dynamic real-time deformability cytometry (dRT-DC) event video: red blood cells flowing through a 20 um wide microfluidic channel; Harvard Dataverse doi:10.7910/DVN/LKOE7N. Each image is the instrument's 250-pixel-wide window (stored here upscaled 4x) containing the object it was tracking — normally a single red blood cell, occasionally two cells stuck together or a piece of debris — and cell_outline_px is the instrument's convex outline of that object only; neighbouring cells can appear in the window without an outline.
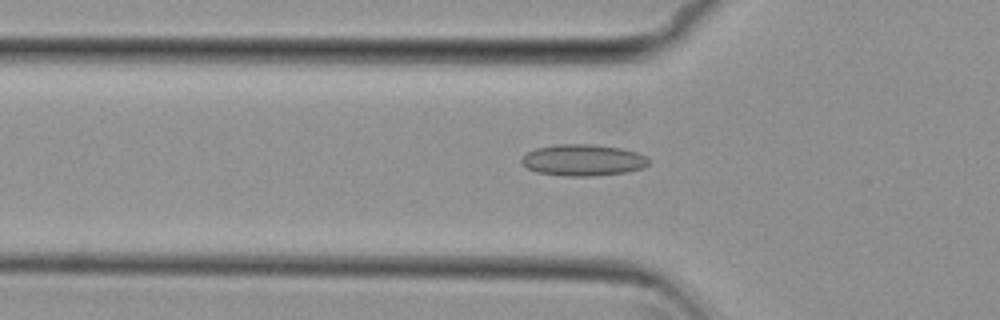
{"species": "common noctule bat (a hibernating species)", "species_latin": "Nyctalus noctula", "temperature_condition": "cold", "stored_images_in_passage": 53, "camera_frame_rate_fps": 3000, "um_per_image_px": 0.085, "animal": {"sex": "female", "body_mass_g": 29.2, "forearm_length_mm": 56.3}, "frame": {"image": 1, "passage_image": 17, "time_ms": 5.333, "image_size_px": [1000, 320], "cell_outline_px": [[648, 164], [644, 168], [624, 172], [596, 176], [564, 176], [536, 172], [520, 164], [520, 160], [528, 152], [536, 148], [556, 144], [592, 144], [624, 148], [636, 152], [644, 156], [648, 160]], "centroid_in_image_um": [49.53, 13.61], "position_along_channel_um": 76.3, "area_um2": 23.41}}
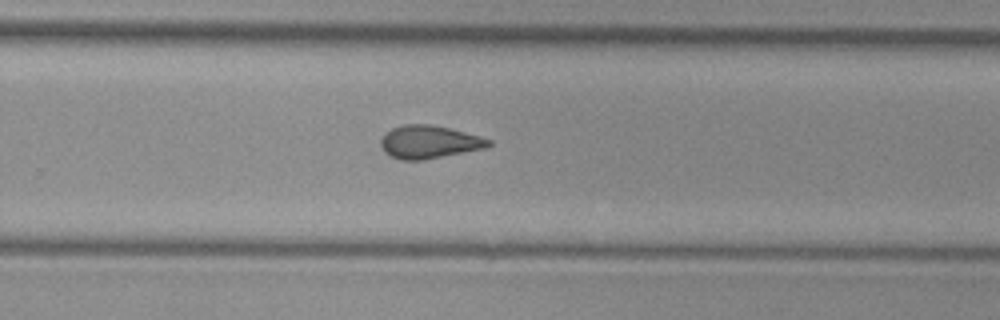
{"frame": {"image": 2, "passage_image": 34, "time_ms": 11.0, "image_size_px": [1000, 320], "cell_outline_px": [[492, 144], [484, 148], [424, 160], [400, 160], [384, 152], [380, 144], [380, 136], [384, 132], [392, 128], [404, 124], [432, 124], [480, 136], [492, 140]], "centroid_in_image_um": [36.43, 12.06], "position_along_channel_um": 293.4, "area_um2": 20.81}}
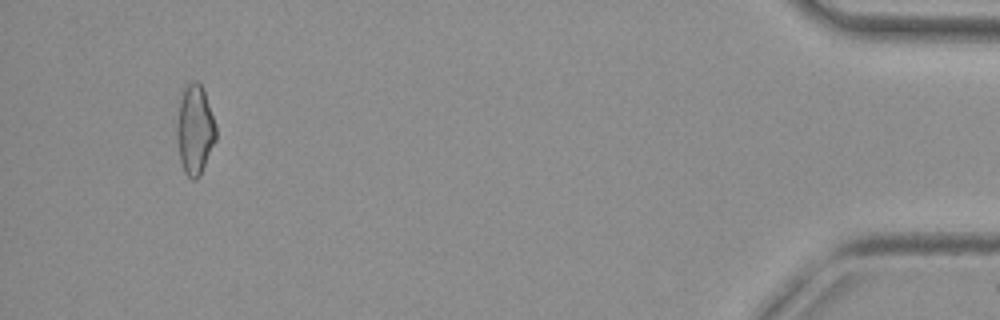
{"frame": {"image": 3, "passage_image": 50, "time_ms": 16.333, "image_size_px": [1000, 320], "cell_outline_px": [[216, 140], [200, 176], [196, 180], [192, 180], [184, 172], [180, 160], [176, 136], [176, 124], [180, 100], [184, 88], [192, 80], [196, 80], [204, 88], [216, 124]], "centroid_in_image_um": [16.57, 11.02], "position_along_channel_um": 418.6, "area_um2": 20.69}, "authors_computed_cell_mechanics": {"area_um2": 20.6924, "velocity_mm_per_s": 3.8283, "shape_relaxation_time_tau1_ms": null, "shape_relaxation_time_tau2_ms": 3.1374, "deformation_change_tau1": null, "deformation_change_tau2": 0.1092}}